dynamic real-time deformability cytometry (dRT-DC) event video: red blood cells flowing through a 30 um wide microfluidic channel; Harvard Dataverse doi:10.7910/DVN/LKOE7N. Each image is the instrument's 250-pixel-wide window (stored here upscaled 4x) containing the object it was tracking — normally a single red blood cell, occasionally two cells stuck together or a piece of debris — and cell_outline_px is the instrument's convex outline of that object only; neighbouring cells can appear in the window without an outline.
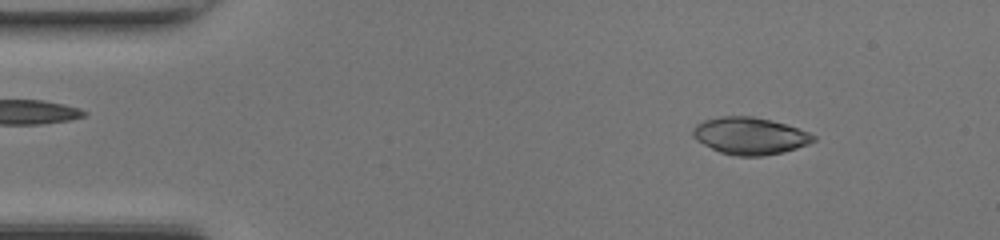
{"species": "common noctule bat (a hibernating species)", "species_latin": "Nyctalus noctula", "temperature_condition": "room temperature", "stored_images_in_passage": 46, "camera_frame_rate_fps": 3000, "um_per_image_px": 0.085, "animal": {"sex": "female", "body_mass_g": 17.0, "forearm_length_mm": 48.0}, "frame": {"image": 1, "passage_image": 5, "time_ms": 1.333, "image_size_px": [1000, 240], "cell_outline_px": [[816, 140], [808, 144], [784, 152], [760, 156], [736, 156], [720, 152], [696, 140], [692, 136], [692, 128], [696, 124], [704, 120], [720, 116], [752, 116], [784, 124], [808, 132], [816, 136]], "centroid_in_image_um": [63.71, 11.55], "position_along_channel_um": 21.3, "area_um2": 25.89}}
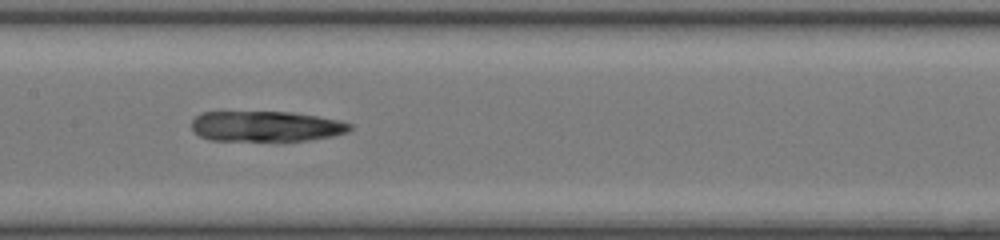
{"frame": {"image": 2, "passage_image": 22, "time_ms": 7.0, "image_size_px": [1000, 240], "cell_outline_px": [[352, 128], [348, 132], [332, 136], [308, 140], [212, 140], [200, 136], [192, 132], [192, 120], [200, 112], [296, 112], [340, 120], [352, 124]], "centroid_in_image_um": [22.62, 10.72], "position_along_channel_um": 184.8, "area_um2": 28.15}}
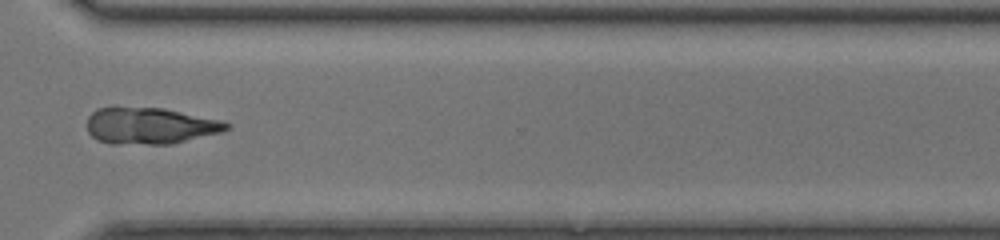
{"frame": {"image": 3, "passage_image": 34, "time_ms": 11.0, "image_size_px": [1000, 240], "cell_outline_px": [[232, 124], [228, 128], [220, 132], [172, 144], [112, 144], [96, 140], [88, 132], [88, 116], [96, 108], [164, 108], [224, 120]], "centroid_in_image_um": [12.78, 10.7], "position_along_channel_um": 357.8, "area_um2": 29.71}, "authors_computed_cell_mechanics": {"area_um2": 28.2353, "velocity_mm_per_s": 4.3303, "shape_relaxation_time_tau1_ms": 9.5153, "shape_relaxation_time_tau2_ms": 6.6204, "deformation_change_tau1": 0.242, "deformation_change_tau2": 0.1306}}